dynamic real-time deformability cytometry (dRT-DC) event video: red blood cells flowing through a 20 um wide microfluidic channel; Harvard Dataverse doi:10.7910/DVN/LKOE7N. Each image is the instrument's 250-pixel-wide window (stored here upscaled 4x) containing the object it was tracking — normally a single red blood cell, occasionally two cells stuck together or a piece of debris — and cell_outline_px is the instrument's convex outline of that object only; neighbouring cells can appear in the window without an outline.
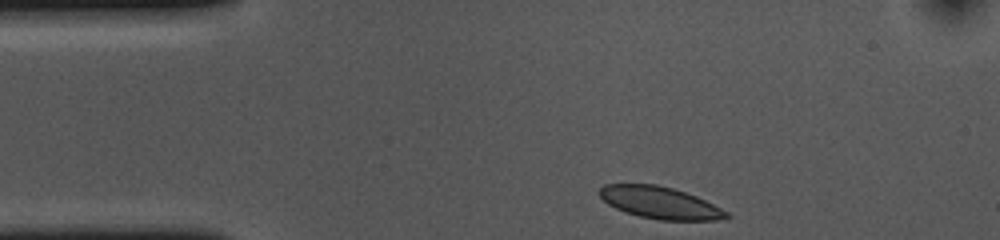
{"species": "common noctule bat (a hibernating species)", "species_latin": "Nyctalus noctula", "temperature_condition": "cold", "stored_images_in_passage": 35, "camera_frame_rate_fps": 3000, "um_per_image_px": 0.085, "animal": {"sex": "female", "body_mass_g": 10.0, "forearm_length_mm": 53.1}, "frame": {"image": 1, "passage_image": 1, "time_ms": 0.0, "image_size_px": [1000, 240], "cell_outline_px": [[732, 216], [716, 220], [660, 220], [640, 216], [624, 212], [608, 204], [596, 192], [604, 184], [656, 184], [672, 188], [696, 196], [728, 212]], "centroid_in_image_um": [56.06, 17.23], "position_along_channel_um": 28.9, "area_um2": 23.52}}
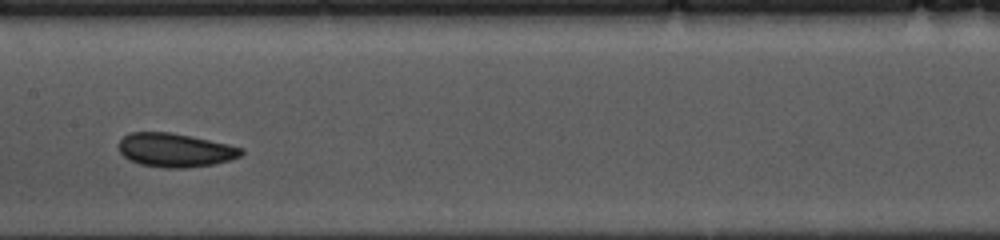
{"frame": {"image": 2, "passage_image": 18, "time_ms": 5.667, "image_size_px": [1000, 240], "cell_outline_px": [[244, 152], [240, 156], [228, 160], [212, 164], [184, 168], [164, 168], [140, 164], [128, 160], [120, 152], [120, 140], [124, 136], [132, 132], [168, 132], [192, 136], [228, 144], [244, 148]], "centroid_in_image_um": [14.89, 12.76], "position_along_channel_um": 192.5, "area_um2": 23.99}}
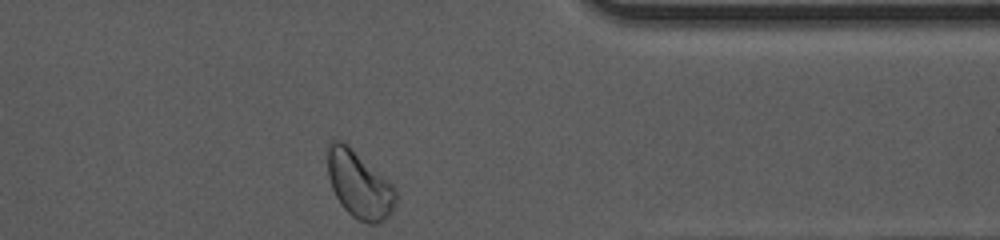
{"frame": {"image": 3, "passage_image": 35, "time_ms": 11.333, "image_size_px": [1000, 240], "cell_outline_px": [[396, 200], [388, 216], [384, 220], [376, 224], [368, 224], [356, 220], [340, 204], [332, 188], [328, 176], [324, 148], [332, 140], [344, 140], [392, 184], [396, 192]], "centroid_in_image_um": [30.47, 15.65], "position_along_channel_um": 380.9, "area_um2": 27.05}, "authors_computed_cell_mechanics": {"area_um2": 23.6402, "velocity_mm_per_s": 3.5942, "shape_relaxation_time_tau1_ms": 2.5803, "shape_relaxation_time_tau2_ms": 2.7706, "deformation_change_tau1": 0.0822, "deformation_change_tau2": 0.0648}}